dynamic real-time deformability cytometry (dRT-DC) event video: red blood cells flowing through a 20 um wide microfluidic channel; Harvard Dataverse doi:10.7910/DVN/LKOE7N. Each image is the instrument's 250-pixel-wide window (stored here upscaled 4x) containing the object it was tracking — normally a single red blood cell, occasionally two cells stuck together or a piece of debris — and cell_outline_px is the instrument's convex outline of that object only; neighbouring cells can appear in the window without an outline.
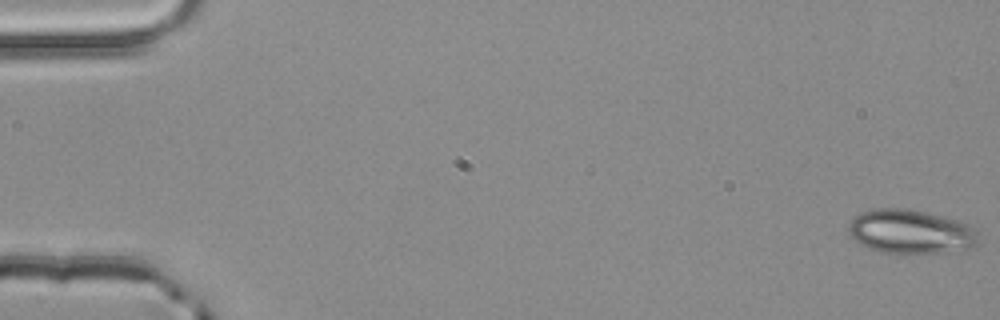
{"species": "common noctule bat (a hibernating species)", "species_latin": "Nyctalus noctula", "temperature_condition": "room temperature", "stored_images_in_passage": 4, "camera_frame_rate_fps": 3000, "um_per_image_px": 0.085, "animal": {"sex": "male", "body_mass_g": 20.4}, "frame": {"image": 1, "passage_image": 1, "time_ms": 0.0, "image_size_px": [1000, 320], "cell_outline_px": [[976, 244], [968, 248], [940, 252], [880, 252], [860, 244], [848, 232], [848, 224], [860, 212], [872, 208], [908, 208], [956, 220], [968, 224], [976, 232]], "centroid_in_image_um": [77.33, 19.66], "position_along_channel_um": 7.7, "area_um2": 32.66}}